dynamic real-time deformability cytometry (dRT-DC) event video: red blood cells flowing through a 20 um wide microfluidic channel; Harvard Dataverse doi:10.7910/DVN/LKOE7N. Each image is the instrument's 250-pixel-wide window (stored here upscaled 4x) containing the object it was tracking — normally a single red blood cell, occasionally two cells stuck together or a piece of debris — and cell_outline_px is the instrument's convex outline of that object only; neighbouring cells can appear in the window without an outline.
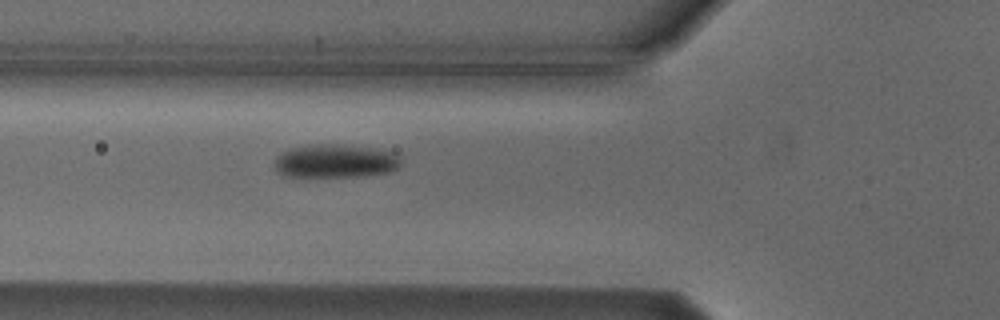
{"species": "Egyptian fruit bat (a non-hibernating species)", "species_latin": "Rousettus aegyptiacus", "temperature_condition": "cold", "stored_images_in_passage": 3, "camera_frame_rate_fps": 3000, "um_per_image_px": 0.085, "animal": {"sex": "male"}, "frame": {"image": 1, "passage_image": 3, "time_ms": 3.333, "image_size_px": [1000, 320], "cell_outline_px": [[404, 160], [400, 168], [392, 172], [360, 176], [284, 176], [276, 168], [276, 156], [292, 148], [320, 144], [340, 144], [372, 148], [396, 152]], "centroid_in_image_um": [28.64, 13.69], "position_along_channel_um": 97.2, "area_um2": 24.68}}